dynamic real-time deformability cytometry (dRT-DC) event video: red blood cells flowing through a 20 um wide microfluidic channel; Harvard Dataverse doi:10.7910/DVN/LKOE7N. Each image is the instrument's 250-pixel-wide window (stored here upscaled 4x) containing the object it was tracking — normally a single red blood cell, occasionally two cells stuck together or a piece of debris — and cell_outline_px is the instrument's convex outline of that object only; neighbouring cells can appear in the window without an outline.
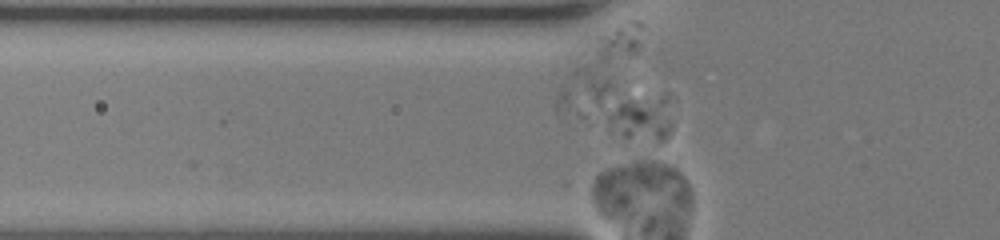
{"species": "human", "species_latin": "Homo sapiens", "temperature_condition": "room temperature", "stored_images_in_passage": 50, "camera_frame_rate_fps": 3000, "um_per_image_px": 0.085, "donor": {"sex": "female"}, "frame": {"image": 1, "passage_image": 10, "time_ms": 3.0, "image_size_px": [1000, 240], "cell_outline_px": [[676, 96], [672, 128], [668, 136], [624, 136], [556, 116], [556, 92], [572, 72], [576, 68], [596, 68], [668, 92]], "centroid_in_image_um": [52.3, 8.84], "position_along_channel_um": 73.5, "area_um2": 43.81}}
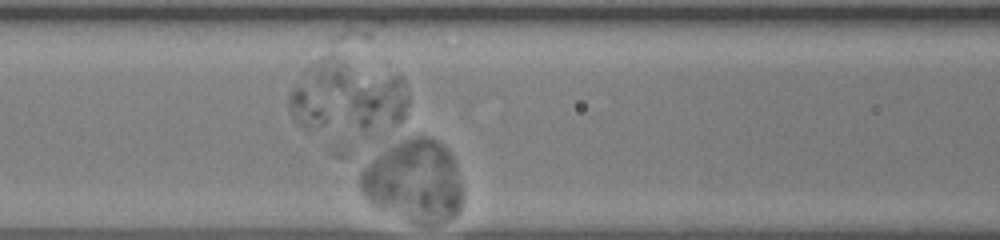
{"frame": {"image": 2, "passage_image": 16, "time_ms": 5.0, "image_size_px": [1000, 240], "cell_outline_px": [[464, 200], [460, 208], [448, 220], [432, 224], [420, 224], [408, 220], [372, 204], [364, 196], [360, 188], [360, 176], [364, 168], [372, 160], [388, 148], [404, 140], [416, 136], [428, 136], [436, 140], [452, 156], [464, 192]], "centroid_in_image_um": [35.23, 15.42], "position_along_channel_um": 131.4, "area_um2": 48.21}}
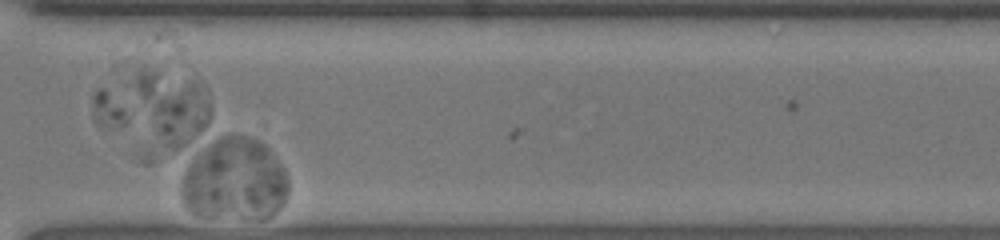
{"frame": {"image": 3, "passage_image": 36, "time_ms": 11.667, "image_size_px": [1000, 240], "cell_outline_px": [[288, 192], [284, 204], [280, 208], [268, 216], [200, 216], [192, 212], [184, 204], [180, 196], [180, 192], [184, 176], [192, 152], [224, 136], [248, 136], [264, 144], [268, 148], [284, 168], [288, 180]], "centroid_in_image_um": [19.91, 15.25], "position_along_channel_um": 350.7, "area_um2": 50.98}, "authors_computed_cell_mechanics": {"area_um2": 46.6735, "velocity_mm_per_s": 3.2653, "shape_relaxation_time_tau1_ms": 0.5934, "shape_relaxation_time_tau2_ms": null, "deformation_change_tau1": 0.0191, "deformation_change_tau2": null}}